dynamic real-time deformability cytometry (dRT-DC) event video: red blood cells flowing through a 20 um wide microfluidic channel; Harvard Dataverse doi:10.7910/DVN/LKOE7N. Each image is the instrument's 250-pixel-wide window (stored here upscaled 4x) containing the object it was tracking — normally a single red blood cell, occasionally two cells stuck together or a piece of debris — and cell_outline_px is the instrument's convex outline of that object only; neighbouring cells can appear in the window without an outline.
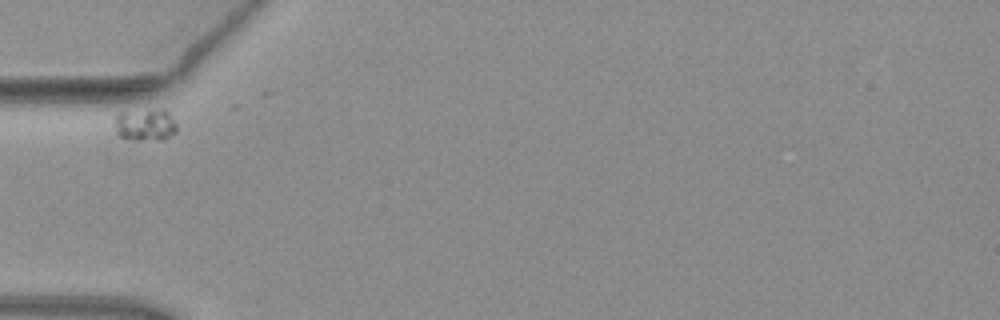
{"species": "common noctule bat (a hibernating species)", "species_latin": "Nyctalus noctula", "temperature_condition": "warm", "stored_images_in_passage": 3, "camera_frame_rate_fps": 3000, "um_per_image_px": 0.085, "animal": {"sex": "female", "body_mass_g": 19.3, "forearm_length_mm": 54.1}, "frame": {"image": 1, "passage_image": 1, "time_ms": 0.0, "image_size_px": [1000, 320], "cell_outline_px": [[176, 132], [164, 140], [124, 140], [116, 132], [116, 112], [156, 108], [164, 108], [168, 112], [176, 124]], "centroid_in_image_um": [12.34, 10.59], "position_along_channel_um": 72.7, "area_um2": 12.08}}
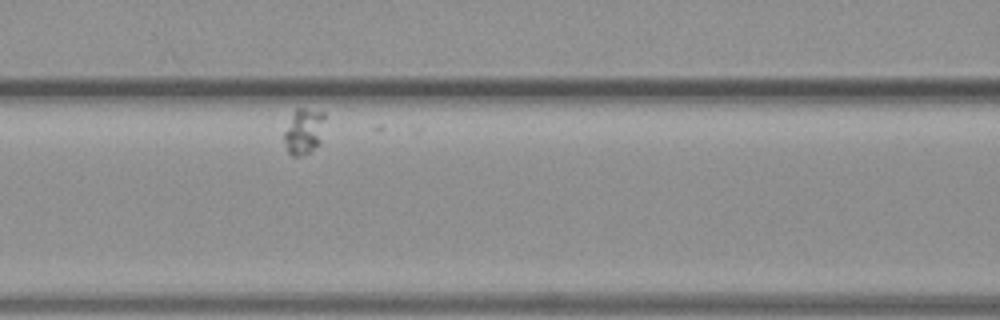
{"frame": {"image": 2, "passage_image": 3, "time_ms": 0.667, "image_size_px": [1000, 320], "cell_outline_px": [[324, 120], [320, 144], [304, 156], [292, 156], [288, 152], [284, 140], [284, 132], [292, 112], [296, 108], [304, 108], [324, 112]], "centroid_in_image_um": [25.81, 11.16], "position_along_channel_um": 140.8, "area_um2": 10.98}}